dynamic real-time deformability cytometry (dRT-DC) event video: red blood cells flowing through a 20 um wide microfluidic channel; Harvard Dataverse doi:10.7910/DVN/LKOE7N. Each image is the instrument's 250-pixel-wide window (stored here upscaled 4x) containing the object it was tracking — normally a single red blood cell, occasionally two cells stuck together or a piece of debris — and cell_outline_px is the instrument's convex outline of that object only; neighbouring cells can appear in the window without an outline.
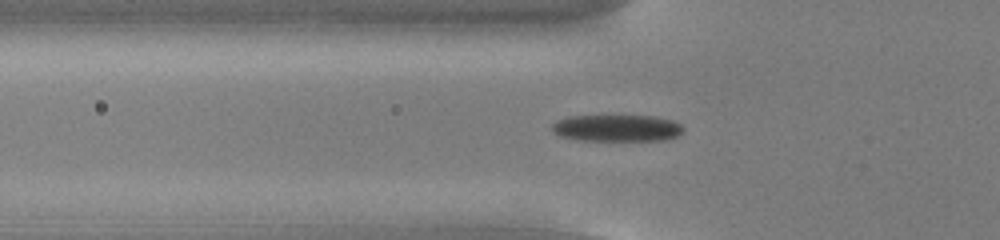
{"species": "common noctule bat (a hibernating species)", "species_latin": "Nyctalus noctula", "temperature_condition": "cold", "stored_images_in_passage": 53, "camera_frame_rate_fps": 3000, "um_per_image_px": 0.085, "animal": {"sex": "male", "body_mass_g": 13.0, "forearm_length_mm": 53.1}, "frame": {"image": 1, "passage_image": 19, "time_ms": 6.0, "image_size_px": [1000, 240], "cell_outline_px": [[684, 132], [676, 136], [664, 140], [576, 140], [560, 136], [552, 132], [552, 124], [556, 120], [568, 116], [656, 116], [672, 120], [680, 124], [684, 128]], "centroid_in_image_um": [52.42, 10.88], "position_along_channel_um": 73.4, "area_um2": 20.58}}
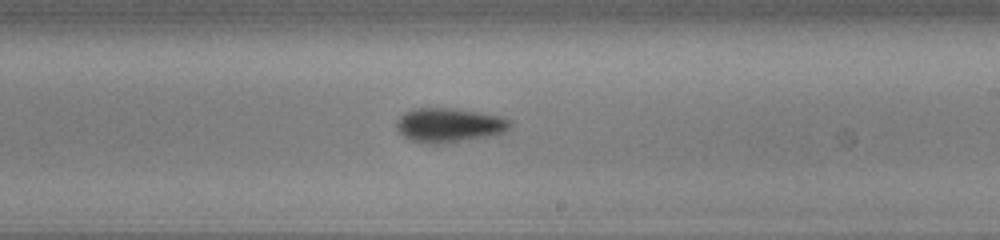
{"frame": {"image": 2, "passage_image": 33, "time_ms": 10.667, "image_size_px": [1000, 240], "cell_outline_px": [[512, 124], [504, 132], [488, 136], [436, 144], [428, 144], [412, 140], [404, 136], [396, 128], [396, 124], [400, 116], [404, 112], [412, 108], [452, 108], [504, 116], [512, 120]], "centroid_in_image_um": [38.18, 10.62], "position_along_channel_um": 250.8, "area_um2": 22.6}}
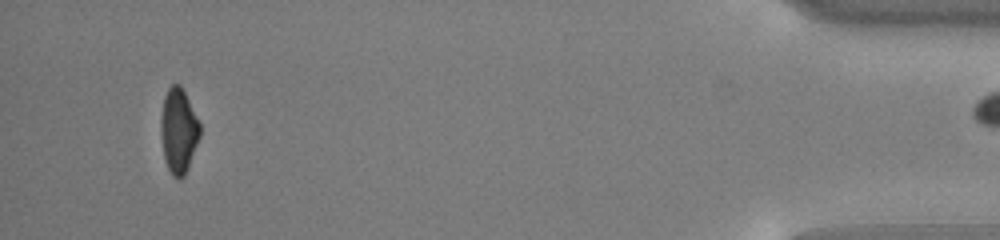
{"frame": {"image": 3, "passage_image": 52, "time_ms": 17.0, "image_size_px": [1000, 240], "cell_outline_px": [[200, 136], [188, 168], [184, 176], [180, 180], [172, 176], [168, 168], [164, 156], [160, 132], [160, 116], [164, 96], [168, 88], [172, 84], [180, 84], [200, 120]], "centroid_in_image_um": [15.18, 11.1], "position_along_channel_um": 420.0, "area_um2": 19.59}}